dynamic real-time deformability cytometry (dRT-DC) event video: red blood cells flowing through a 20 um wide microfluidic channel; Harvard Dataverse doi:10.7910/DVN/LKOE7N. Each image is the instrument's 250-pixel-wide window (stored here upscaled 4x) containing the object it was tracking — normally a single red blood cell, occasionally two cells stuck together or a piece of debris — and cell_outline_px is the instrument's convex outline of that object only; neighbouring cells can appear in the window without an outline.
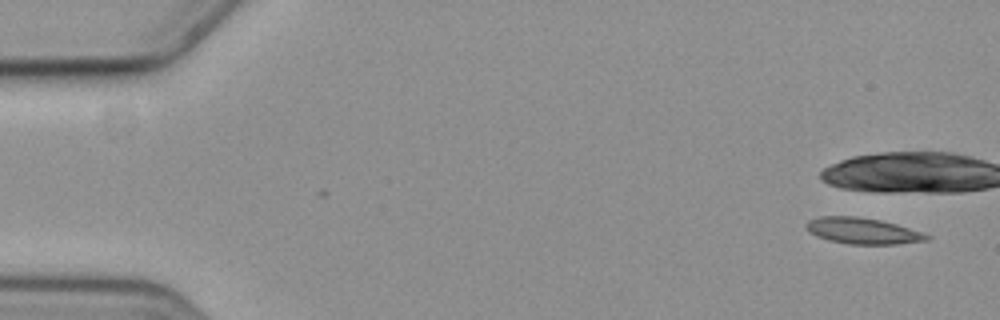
{"species": "common noctule bat (a hibernating species)", "species_latin": "Nyctalus noctula", "temperature_condition": "cold", "stored_images_in_passage": 6, "camera_frame_rate_fps": 3000, "um_per_image_px": 0.085, "animal": {"sex": "female", "body_mass_g": 19.3, "forearm_length_mm": 54.1}, "frame": {"image": 1, "passage_image": 1, "time_ms": 0.0, "image_size_px": [1000, 320], "cell_outline_px": [[932, 236], [928, 240], [896, 244], [848, 244], [828, 240], [816, 236], [808, 232], [804, 224], [808, 220], [820, 216], [856, 216], [880, 220], [896, 224]], "centroid_in_image_um": [73.27, 19.62], "position_along_channel_um": 11.7, "area_um2": 18.38}}